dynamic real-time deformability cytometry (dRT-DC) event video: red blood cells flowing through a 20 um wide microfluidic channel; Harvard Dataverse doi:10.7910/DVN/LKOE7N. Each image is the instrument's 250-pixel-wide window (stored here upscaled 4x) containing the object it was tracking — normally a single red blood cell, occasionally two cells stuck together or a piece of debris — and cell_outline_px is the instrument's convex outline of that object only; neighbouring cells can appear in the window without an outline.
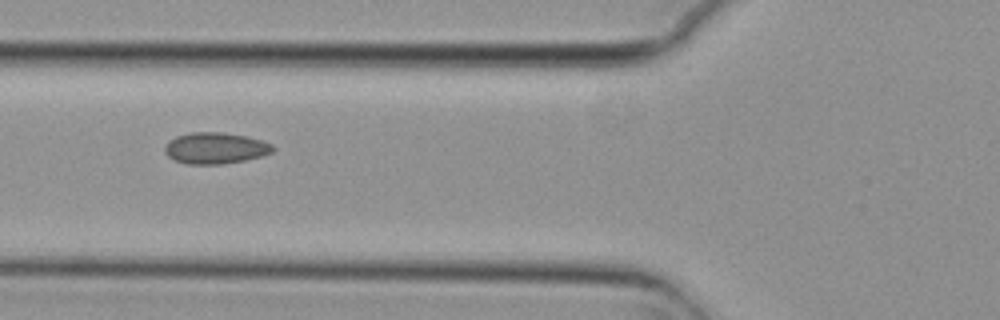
{"species": "common noctule bat (a hibernating species)", "species_latin": "Nyctalus noctula", "temperature_condition": "cold", "stored_images_in_passage": 10, "camera_frame_rate_fps": 3000, "um_per_image_px": 0.085, "animal": {"sex": "female", "body_mass_g": 29.2, "forearm_length_mm": 56.3}, "frame": {"image": 1, "passage_image": 6, "time_ms": 1.667, "image_size_px": [1000, 320], "cell_outline_px": [[276, 148], [272, 152], [260, 156], [244, 160], [224, 164], [188, 164], [176, 160], [168, 156], [164, 152], [164, 148], [176, 136], [188, 132], [224, 132], [248, 136], [272, 144]], "centroid_in_image_um": [18.33, 12.58], "position_along_channel_um": 107.5, "area_um2": 19.65}}
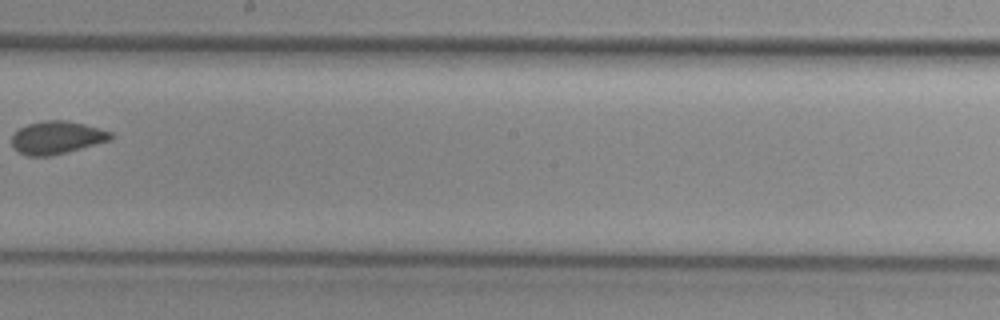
{"frame": {"image": 2, "passage_image": 9, "time_ms": 2.667, "image_size_px": [1000, 320], "cell_outline_px": [[112, 140], [48, 156], [28, 156], [20, 152], [12, 144], [12, 136], [20, 128], [28, 124], [44, 120], [64, 120], [84, 124], [112, 132]], "centroid_in_image_um": [4.84, 11.68], "position_along_channel_um": 243.4, "area_um2": 18.55}}
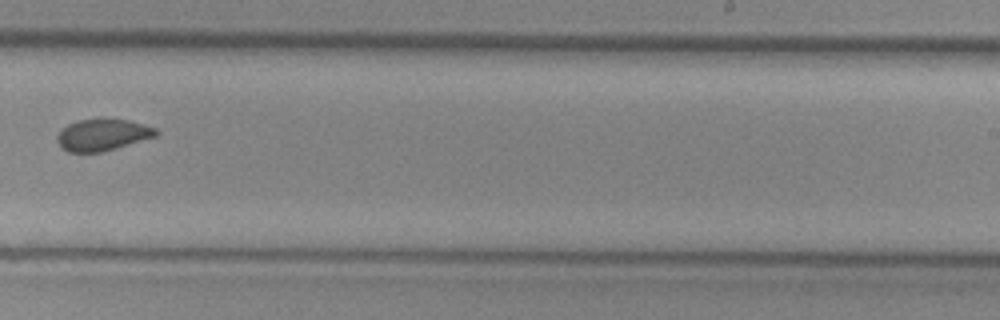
{"frame": {"image": 3, "passage_image": 10, "time_ms": 3.0, "image_size_px": [1000, 320], "cell_outline_px": [[160, 132], [156, 136], [100, 152], [68, 152], [56, 140], [56, 136], [68, 124], [76, 120], [128, 120], [144, 124], [156, 128]], "centroid_in_image_um": [8.73, 11.46], "position_along_channel_um": 280.3, "area_um2": 17.74}}